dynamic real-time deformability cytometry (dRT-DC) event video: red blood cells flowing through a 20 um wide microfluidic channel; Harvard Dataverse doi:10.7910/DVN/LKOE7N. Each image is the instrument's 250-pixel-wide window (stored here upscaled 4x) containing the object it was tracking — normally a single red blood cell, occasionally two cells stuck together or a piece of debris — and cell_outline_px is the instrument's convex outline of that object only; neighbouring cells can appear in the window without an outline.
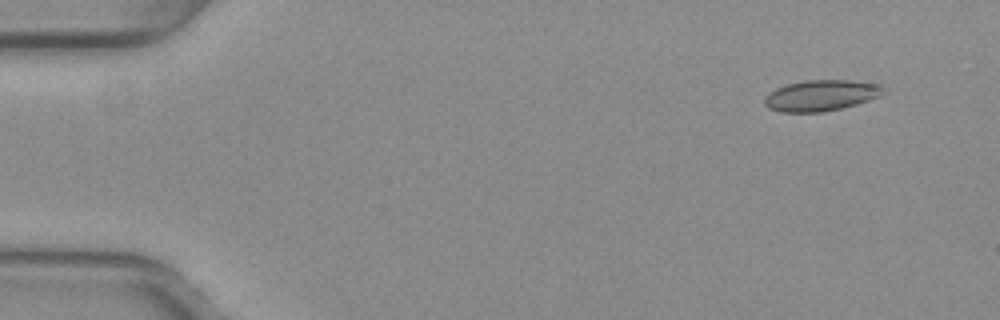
{"species": "common noctule bat (a hibernating species)", "species_latin": "Nyctalus noctula", "temperature_condition": "warm", "stored_images_in_passage": 9, "camera_frame_rate_fps": 3000, "um_per_image_px": 0.085, "animal": {"sex": "female", "body_mass_g": 29.2, "forearm_length_mm": 56.3}, "frame": {"image": 1, "passage_image": 1, "time_ms": 0.0, "image_size_px": [1000, 320], "cell_outline_px": [[884, 92], [880, 96], [856, 104], [840, 108], [820, 112], [780, 112], [768, 108], [764, 104], [764, 96], [776, 88], [788, 84], [804, 80], [848, 80], [880, 84], [884, 88]], "centroid_in_image_um": [69.76, 8.11], "position_along_channel_um": 15.2, "area_um2": 21.39}}